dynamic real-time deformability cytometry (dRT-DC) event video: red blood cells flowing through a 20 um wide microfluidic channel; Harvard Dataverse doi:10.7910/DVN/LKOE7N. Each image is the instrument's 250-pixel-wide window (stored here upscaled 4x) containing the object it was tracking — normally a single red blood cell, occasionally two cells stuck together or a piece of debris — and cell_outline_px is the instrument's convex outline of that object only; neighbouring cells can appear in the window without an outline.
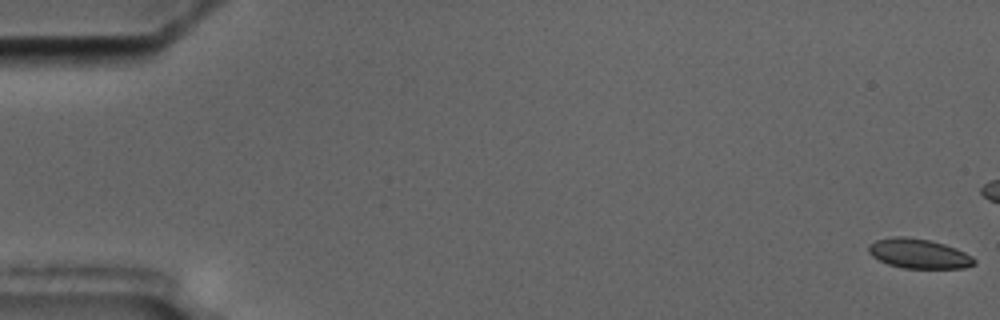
{"species": "common noctule bat (a hibernating species)", "species_latin": "Nyctalus noctula", "temperature_condition": "cold", "stored_images_in_passage": 6, "camera_frame_rate_fps": 3000, "um_per_image_px": 0.085, "animal": {"sex": "male", "body_mass_g": 17.5, "forearm_length_mm": 52.3}, "frame": {"image": 1, "passage_image": 1, "time_ms": 0.0, "image_size_px": [1000, 320], "cell_outline_px": [[976, 264], [964, 268], [904, 268], [888, 264], [872, 256], [868, 252], [868, 244], [876, 240], [892, 236], [904, 236], [928, 240], [944, 244], [956, 248], [972, 256], [976, 260]], "centroid_in_image_um": [78.09, 21.55], "position_along_channel_um": 6.9, "area_um2": 18.26}}